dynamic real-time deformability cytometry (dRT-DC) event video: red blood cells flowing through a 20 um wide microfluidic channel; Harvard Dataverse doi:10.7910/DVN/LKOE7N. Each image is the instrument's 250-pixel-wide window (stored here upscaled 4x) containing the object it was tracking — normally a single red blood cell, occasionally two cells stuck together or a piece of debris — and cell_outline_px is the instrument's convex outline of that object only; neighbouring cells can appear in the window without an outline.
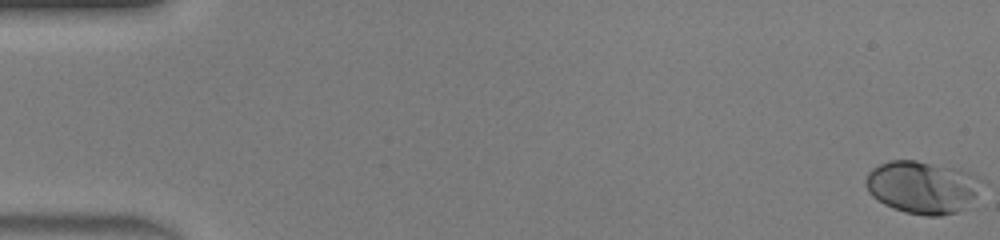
{"species": "human", "species_latin": "Homo sapiens", "temperature_condition": "warm", "stored_images_in_passage": 48, "camera_frame_rate_fps": 3000, "um_per_image_px": 0.085, "donor": {"sex": "male"}, "frame": {"image": 1, "passage_image": 1, "time_ms": 0.0, "image_size_px": [1000, 240], "cell_outline_px": [[984, 180], [976, 196], [956, 212], [940, 216], [924, 216], [904, 212], [892, 208], [884, 204], [872, 196], [868, 192], [864, 184], [864, 180], [868, 172], [872, 168], [888, 160], [916, 160], [976, 176]], "centroid_in_image_um": [78.31, 15.93], "position_along_channel_um": 6.7, "area_um2": 35.03}}
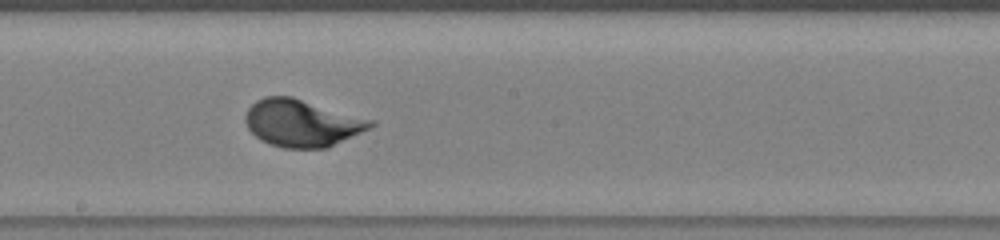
{"frame": {"image": 2, "passage_image": 27, "time_ms": 8.667, "image_size_px": [1000, 240], "cell_outline_px": [[376, 124], [372, 128], [328, 148], [284, 148], [260, 140], [248, 128], [244, 120], [244, 116], [248, 108], [256, 100], [264, 96], [292, 96], [376, 120]], "centroid_in_image_um": [25.71, 10.45], "position_along_channel_um": 222.5, "area_um2": 34.85}}
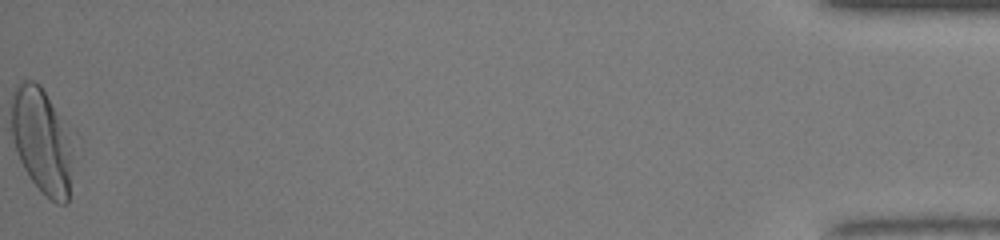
{"frame": {"image": 3, "passage_image": 48, "time_ms": 15.667, "image_size_px": [1000, 240], "cell_outline_px": [[80, 136], [68, 204], [56, 204], [32, 180], [24, 168], [16, 152], [12, 136], [12, 92], [20, 80], [32, 80], [40, 84]], "centroid_in_image_um": [3.74, 11.94], "position_along_channel_um": 431.5, "area_um2": 40.75}}